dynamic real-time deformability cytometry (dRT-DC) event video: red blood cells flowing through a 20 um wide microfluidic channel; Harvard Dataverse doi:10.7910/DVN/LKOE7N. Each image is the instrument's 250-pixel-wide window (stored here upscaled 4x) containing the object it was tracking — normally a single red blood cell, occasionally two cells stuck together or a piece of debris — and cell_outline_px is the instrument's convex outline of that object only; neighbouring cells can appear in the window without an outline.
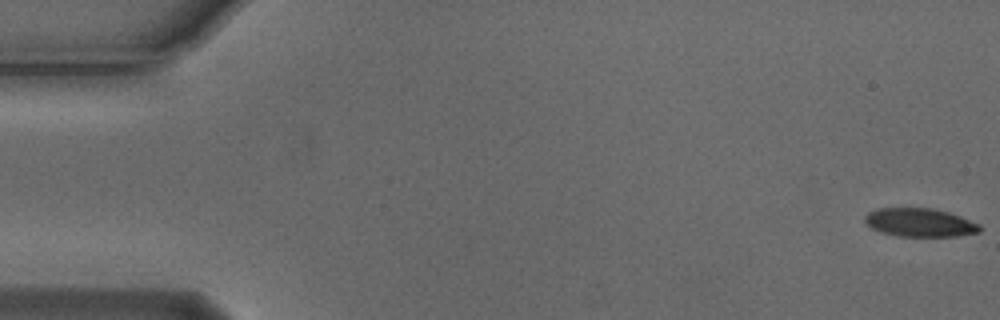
{"species": "Egyptian fruit bat (a non-hibernating species)", "species_latin": "Rousettus aegyptiacus", "temperature_condition": "cold", "stored_images_in_passage": 8, "camera_frame_rate_fps": 3000, "um_per_image_px": 0.085, "animal": {"sex": "male"}, "frame": {"image": 1, "passage_image": 1, "time_ms": 0.0, "image_size_px": [1000, 320], "cell_outline_px": [[980, 232], [956, 236], [900, 236], [884, 232], [872, 228], [864, 220], [864, 216], [868, 212], [880, 208], [932, 208], [948, 212], [960, 216], [980, 224]], "centroid_in_image_um": [78.2, 18.91], "position_along_channel_um": 6.8, "area_um2": 18.84}}
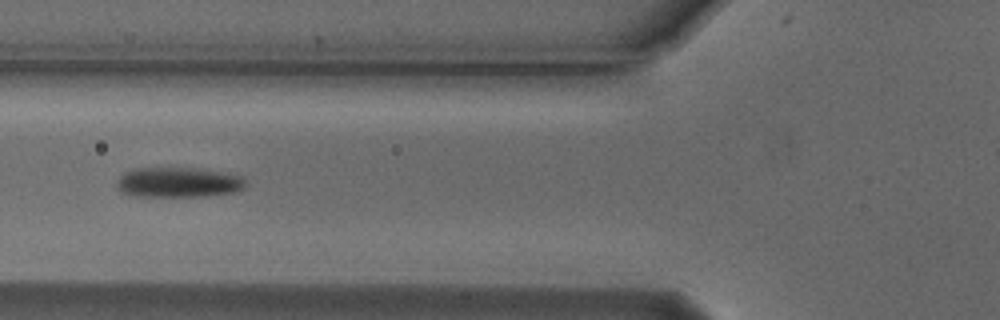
{"frame": {"image": 2, "passage_image": 6, "time_ms": 1.667, "image_size_px": [1000, 320], "cell_outline_px": [[248, 184], [244, 188], [232, 192], [204, 196], [132, 196], [120, 192], [116, 184], [116, 180], [124, 172], [140, 168], [192, 168], [220, 172], [240, 176]], "centroid_in_image_um": [15.11, 15.51], "position_along_channel_um": 110.7, "area_um2": 22.43}}
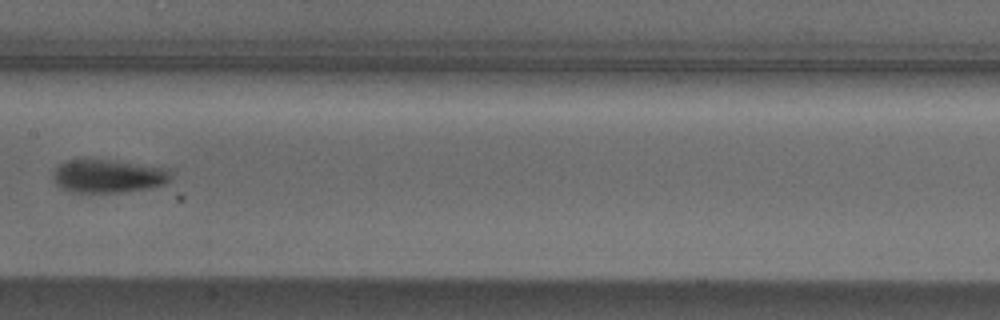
{"frame": {"image": 3, "passage_image": 8, "time_ms": 2.333, "image_size_px": [1000, 320], "cell_outline_px": [[172, 180], [164, 184], [148, 188], [120, 192], [72, 192], [56, 184], [52, 180], [52, 172], [60, 164], [68, 160], [108, 160], [172, 168]], "centroid_in_image_um": [9.25, 14.96], "position_along_channel_um": 198.2, "area_um2": 22.89}}